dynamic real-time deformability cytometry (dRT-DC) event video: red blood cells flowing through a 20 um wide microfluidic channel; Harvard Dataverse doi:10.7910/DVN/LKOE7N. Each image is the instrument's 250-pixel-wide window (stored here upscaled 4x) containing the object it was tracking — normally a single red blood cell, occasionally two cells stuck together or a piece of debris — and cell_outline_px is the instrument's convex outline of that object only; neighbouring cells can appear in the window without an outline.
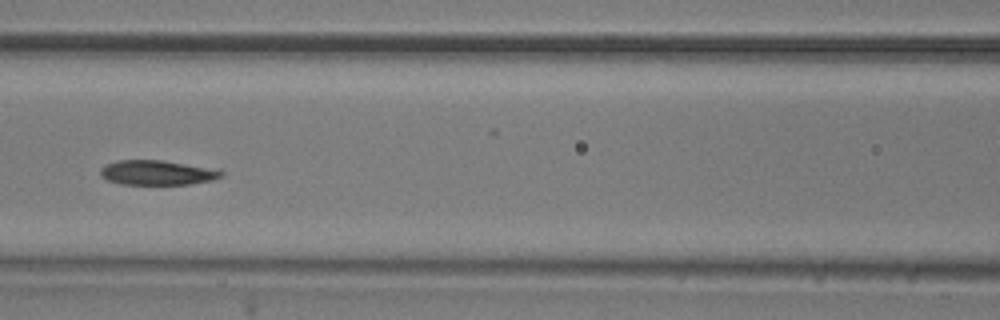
{"species": "common noctule bat (a hibernating species)", "species_latin": "Nyctalus noctula", "temperature_condition": "room temperature", "stored_images_in_passage": 11, "camera_frame_rate_fps": 3000, "um_per_image_px": 0.085, "animal": {"sex": "male", "body_mass_g": 20.5, "forearm_length_mm": 52.5}, "frame": {"image": 1, "passage_image": 7, "time_ms": 2.0, "image_size_px": [1000, 320], "cell_outline_px": [[224, 176], [212, 180], [192, 184], [120, 184], [108, 180], [100, 176], [100, 168], [104, 164], [116, 160], [160, 160], [220, 168], [224, 172]], "centroid_in_image_um": [13.4, 14.66], "position_along_channel_um": 153.2, "area_um2": 17.8}}
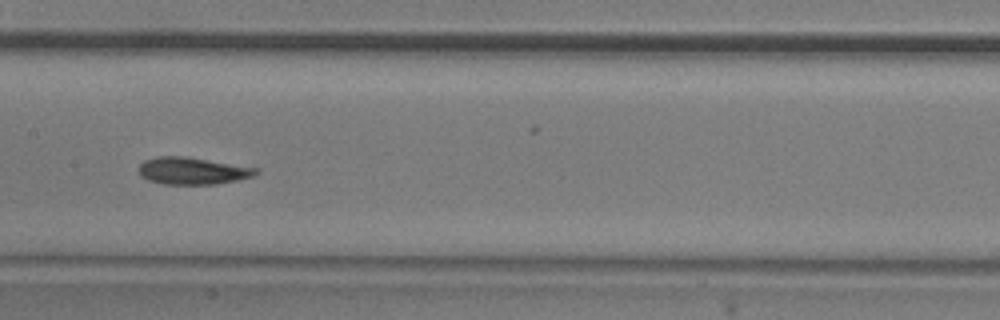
{"frame": {"image": 2, "passage_image": 8, "time_ms": 2.333, "image_size_px": [1000, 320], "cell_outline_px": [[260, 172], [252, 176], [236, 180], [216, 184], [164, 184], [148, 180], [140, 176], [140, 164], [144, 160], [156, 156], [184, 156], [256, 168]], "centroid_in_image_um": [16.32, 14.52], "position_along_channel_um": 191.1, "area_um2": 18.26}}
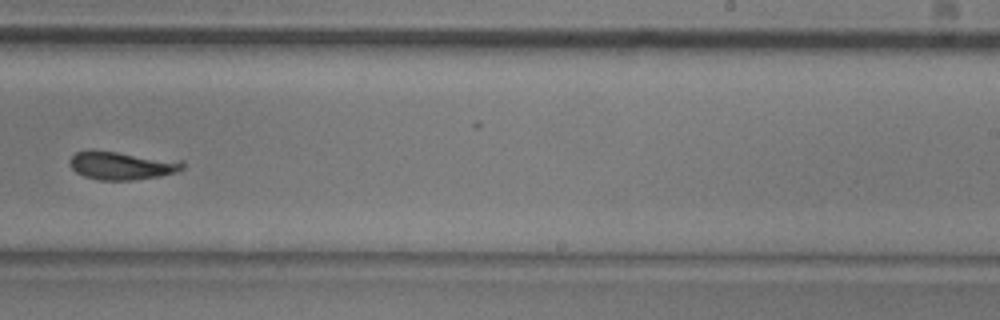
{"frame": {"image": 3, "passage_image": 10, "time_ms": 3.0, "image_size_px": [1000, 320], "cell_outline_px": [[184, 168], [176, 172], [160, 176], [132, 180], [100, 180], [84, 176], [76, 172], [72, 168], [68, 160], [76, 152], [88, 148], [92, 148], [184, 160]], "centroid_in_image_um": [10.35, 14.03], "position_along_channel_um": 278.6, "area_um2": 19.19}}